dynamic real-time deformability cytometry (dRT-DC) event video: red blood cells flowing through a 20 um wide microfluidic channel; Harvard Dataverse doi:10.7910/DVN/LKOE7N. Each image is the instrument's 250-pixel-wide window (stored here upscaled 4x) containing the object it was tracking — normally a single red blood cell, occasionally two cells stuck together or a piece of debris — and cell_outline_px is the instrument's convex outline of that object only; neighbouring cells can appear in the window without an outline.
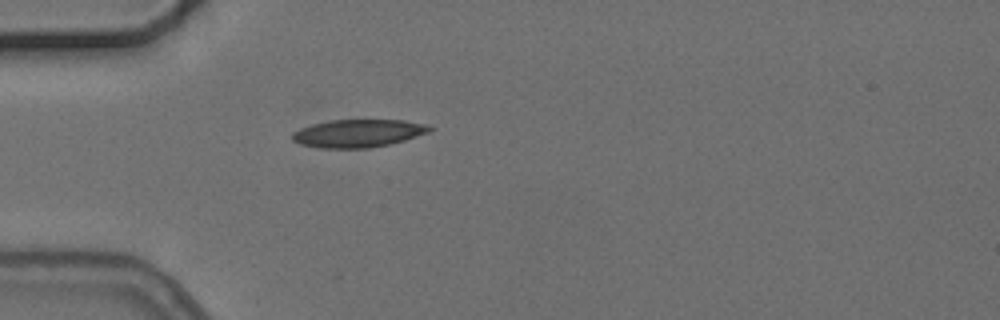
{"species": "common noctule bat (a hibernating species)", "species_latin": "Nyctalus noctula", "temperature_condition": "cold", "stored_images_in_passage": 1, "camera_frame_rate_fps": 3000, "um_per_image_px": 0.085, "animal": {"sex": "female", "body_mass_g": 24.6, "forearm_length_mm": 56.2}, "frame": {"image": 1, "passage_image": 1, "time_ms": 0.0, "image_size_px": [1000, 320], "cell_outline_px": [[436, 128], [428, 132], [404, 140], [388, 144], [368, 148], [320, 148], [300, 144], [292, 140], [292, 132], [300, 128], [312, 124], [328, 120], [404, 120], [424, 124]], "centroid_in_image_um": [30.41, 11.33], "position_along_channel_um": 54.6, "area_um2": 22.25}}